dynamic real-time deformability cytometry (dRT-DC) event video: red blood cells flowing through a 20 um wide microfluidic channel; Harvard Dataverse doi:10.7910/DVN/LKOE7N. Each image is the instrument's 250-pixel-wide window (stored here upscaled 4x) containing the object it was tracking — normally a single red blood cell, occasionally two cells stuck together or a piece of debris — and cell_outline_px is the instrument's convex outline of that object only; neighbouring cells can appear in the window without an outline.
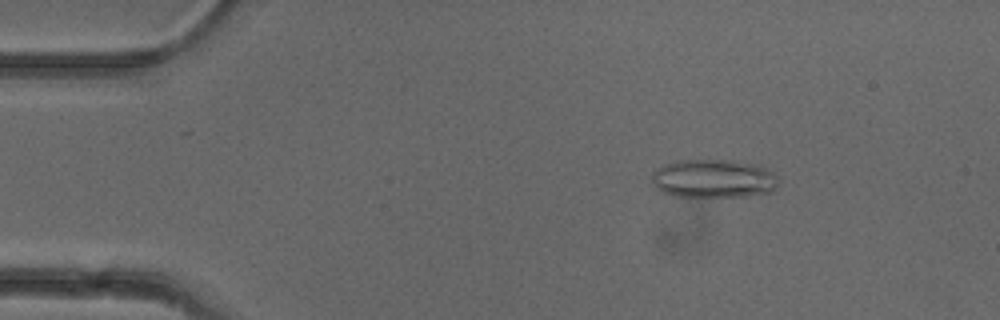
{"species": "common noctule bat (a hibernating species)", "species_latin": "Nyctalus noctula", "temperature_condition": "cold", "stored_images_in_passage": 5, "camera_frame_rate_fps": 3000, "um_per_image_px": 0.085, "animal": {"sex": "female"}, "frame": {"image": 1, "passage_image": 3, "time_ms": 2.333, "image_size_px": [1000, 320], "cell_outline_px": [[776, 188], [772, 192], [744, 196], [676, 196], [664, 192], [656, 188], [652, 180], [652, 172], [656, 168], [672, 160], [732, 160], [760, 164], [772, 172], [776, 176]], "centroid_in_image_um": [60.64, 15.16], "position_along_channel_um": 24.4, "area_um2": 28.55}}